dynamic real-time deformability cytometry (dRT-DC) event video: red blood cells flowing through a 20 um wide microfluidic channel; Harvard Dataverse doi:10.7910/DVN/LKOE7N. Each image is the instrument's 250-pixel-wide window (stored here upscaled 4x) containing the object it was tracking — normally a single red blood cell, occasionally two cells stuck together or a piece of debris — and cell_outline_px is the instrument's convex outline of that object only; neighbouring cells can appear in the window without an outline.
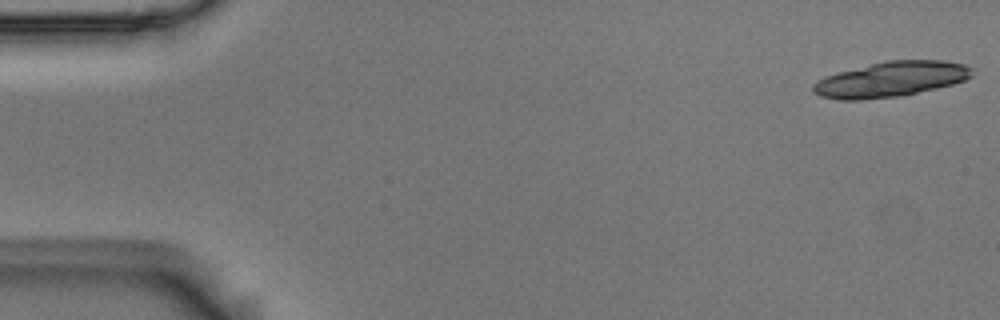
{"species": "Egyptian fruit bat (a non-hibernating species)", "species_latin": "Rousettus aegyptiacus", "temperature_condition": "room temperature", "stored_images_in_passage": 18, "camera_frame_rate_fps": 3000, "um_per_image_px": 0.085, "animal": {"sex": "male"}, "frame": {"image": 1, "passage_image": 1, "time_ms": 0.0, "image_size_px": [1000, 320], "cell_outline_px": [[972, 76], [964, 80], [952, 84], [936, 88], [900, 96], [860, 100], [836, 100], [820, 96], [812, 92], [812, 84], [816, 80], [824, 76], [836, 72], [884, 60], [944, 60], [964, 64], [972, 68]], "centroid_in_image_um": [75.66, 6.73], "position_along_channel_um": 9.3, "area_um2": 32.95}}